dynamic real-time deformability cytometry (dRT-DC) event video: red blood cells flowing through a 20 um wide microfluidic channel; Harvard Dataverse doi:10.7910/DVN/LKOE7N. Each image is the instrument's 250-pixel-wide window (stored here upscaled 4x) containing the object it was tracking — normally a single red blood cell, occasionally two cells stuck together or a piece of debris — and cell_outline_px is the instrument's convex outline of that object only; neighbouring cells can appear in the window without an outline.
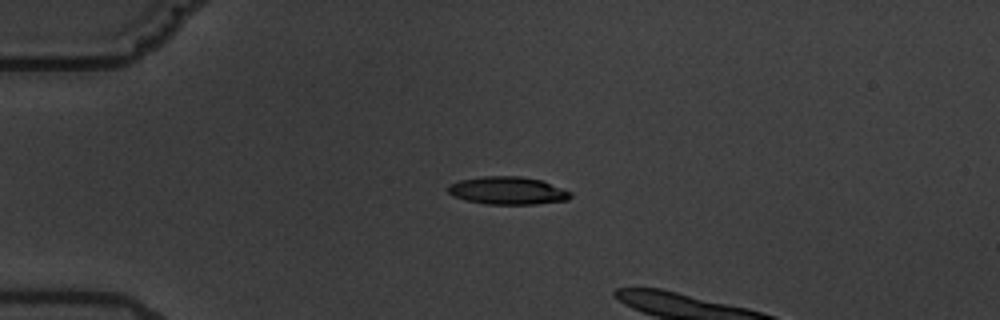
{"species": "common noctule bat (a hibernating species)", "species_latin": "Nyctalus noctula", "temperature_condition": "warm", "stored_images_in_passage": 4, "camera_frame_rate_fps": 3000, "um_per_image_px": 0.085, "animal": {"sex": "male", "body_mass_g": 19.5, "forearm_length_mm": 54.6}, "frame": {"image": 1, "passage_image": 1, "time_ms": 0.0, "image_size_px": [1000, 320], "cell_outline_px": [[572, 196], [568, 200], [536, 204], [488, 204], [464, 200], [452, 196], [448, 192], [448, 184], [460, 180], [484, 176], [520, 176], [540, 180], [572, 192]], "centroid_in_image_um": [43.13, 16.2], "position_along_channel_um": 41.9, "area_um2": 19.83}}